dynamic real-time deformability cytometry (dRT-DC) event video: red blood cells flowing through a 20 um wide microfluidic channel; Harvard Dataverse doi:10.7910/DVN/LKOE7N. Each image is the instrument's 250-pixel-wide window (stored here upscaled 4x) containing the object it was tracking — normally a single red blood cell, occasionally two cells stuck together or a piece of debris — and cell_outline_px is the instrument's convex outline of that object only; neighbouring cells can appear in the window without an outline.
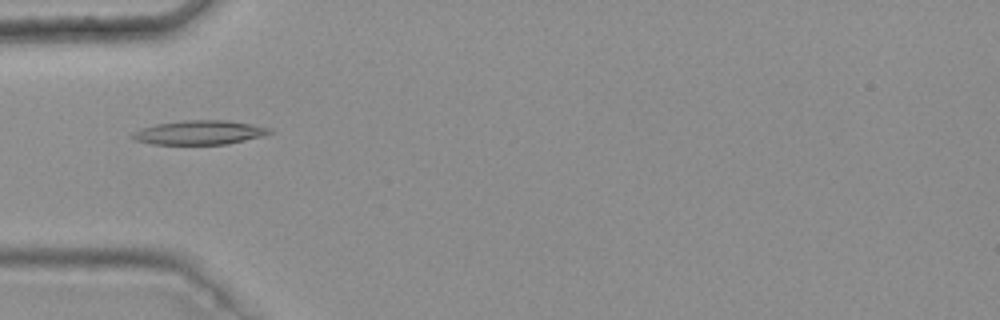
{"species": "common noctule bat (a hibernating species)", "species_latin": "Nyctalus noctula", "temperature_condition": "warm", "stored_images_in_passage": 48, "camera_frame_rate_fps": 3000, "um_per_image_px": 0.085, "animal": {"sex": "female", "body_mass_g": 25.1}, "frame": {"image": 1, "passage_image": 17, "time_ms": 5.333, "image_size_px": [1000, 320], "cell_outline_px": [[272, 132], [264, 136], [228, 144], [152, 144], [136, 140], [128, 136], [132, 132], [140, 128], [156, 124], [184, 120], [228, 120], [252, 124], [268, 128]], "centroid_in_image_um": [16.92, 11.26], "position_along_channel_um": 68.1, "area_um2": 19.36}}
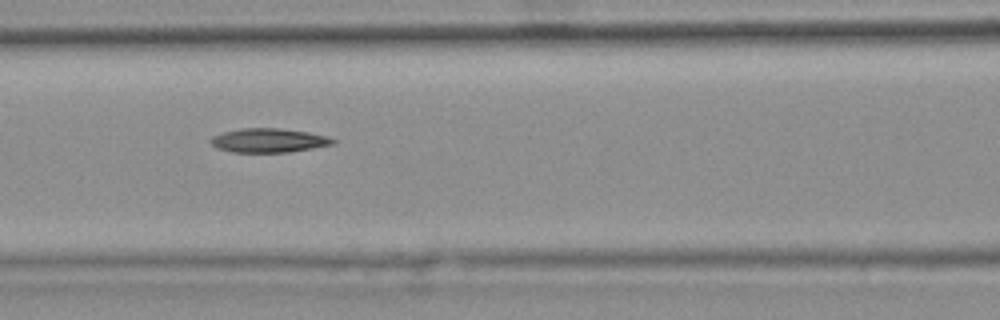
{"frame": {"image": 2, "passage_image": 23, "time_ms": 7.333, "image_size_px": [1000, 320], "cell_outline_px": [[336, 144], [288, 152], [232, 152], [216, 148], [208, 140], [212, 136], [224, 132], [240, 128], [280, 128], [308, 132], [328, 136], [336, 140]], "centroid_in_image_um": [22.84, 11.93], "position_along_channel_um": 143.8, "area_um2": 17.22}}
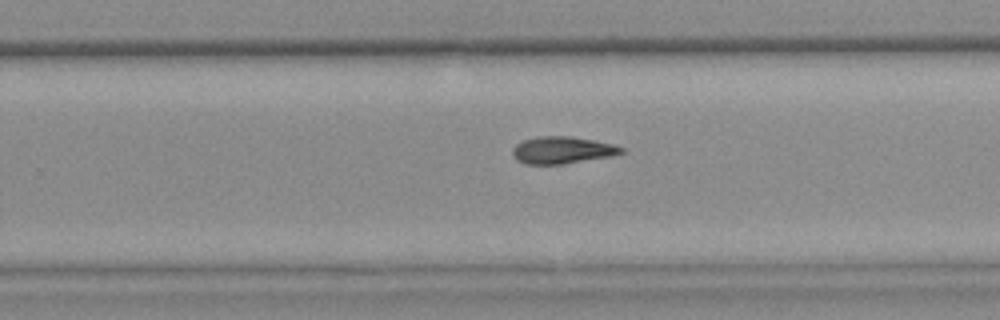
{"frame": {"image": 3, "passage_image": 34, "time_ms": 11.0, "image_size_px": [1000, 320], "cell_outline_px": [[624, 152], [612, 156], [564, 164], [524, 164], [516, 160], [512, 156], [512, 148], [516, 144], [524, 140], [540, 136], [572, 136], [612, 144], [624, 148]], "centroid_in_image_um": [47.76, 12.77], "position_along_channel_um": 282.0, "area_um2": 17.22}, "authors_computed_cell_mechanics": {"area_um2": 17.3978, "velocity_mm_per_s": 3.7868, "shape_relaxation_time_tau1_ms": null, "shape_relaxation_time_tau2_ms": 9.4011, "deformation_change_tau1": null, "deformation_change_tau2": 0.1893}}